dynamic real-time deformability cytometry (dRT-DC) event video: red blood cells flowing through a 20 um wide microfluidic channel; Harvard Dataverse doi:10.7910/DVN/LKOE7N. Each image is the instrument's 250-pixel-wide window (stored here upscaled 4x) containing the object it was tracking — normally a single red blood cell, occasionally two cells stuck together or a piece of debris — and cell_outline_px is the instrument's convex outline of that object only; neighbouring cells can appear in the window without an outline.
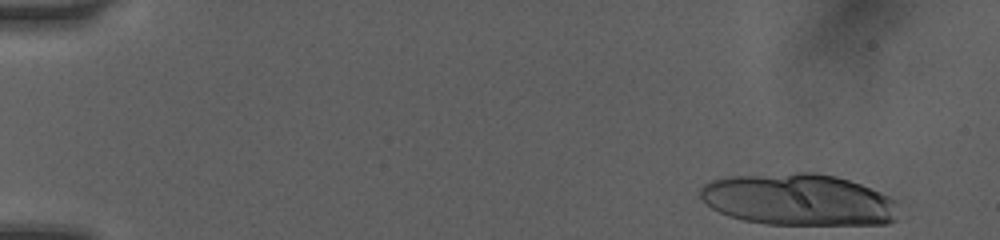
{"species": "human", "species_latin": "Homo sapiens", "temperature_condition": "room temperature", "stored_images_in_passage": 7, "camera_frame_rate_fps": 3000, "um_per_image_px": 0.085, "donor": {"sex": "female"}, "frame": {"image": 1, "passage_image": 1, "time_ms": 0.0, "image_size_px": [1000, 240], "cell_outline_px": [[896, 220], [888, 224], [768, 224], [744, 220], [728, 216], [712, 208], [700, 196], [700, 188], [704, 184], [712, 180], [728, 176], [796, 172], [816, 172], [836, 176], [860, 184], [880, 192], [896, 200]], "centroid_in_image_um": [67.87, 16.96], "position_along_channel_um": 17.1, "area_um2": 59.77}}